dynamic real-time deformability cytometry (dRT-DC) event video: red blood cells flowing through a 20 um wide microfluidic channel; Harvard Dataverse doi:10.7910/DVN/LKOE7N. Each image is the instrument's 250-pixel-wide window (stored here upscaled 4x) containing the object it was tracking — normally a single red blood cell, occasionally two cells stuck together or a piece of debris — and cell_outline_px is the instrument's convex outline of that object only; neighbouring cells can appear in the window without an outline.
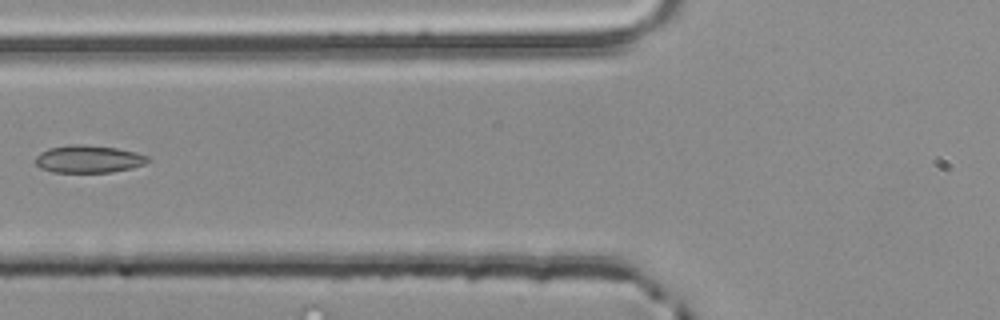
{"species": "common noctule bat (a hibernating species)", "species_latin": "Nyctalus noctula", "temperature_condition": "room temperature", "stored_images_in_passage": 4, "segment_of_instrument_passage": [2, 2], "camera_frame_rate_fps": 3000, "um_per_image_px": 0.085, "animal": {"sex": "male", "body_mass_g": 20.4}, "frame": {"image": 1, "passage_image": 4, "time_ms": 1.0, "image_size_px": [1000, 320], "cell_outline_px": [[152, 160], [144, 164], [132, 168], [108, 172], [52, 172], [40, 168], [36, 164], [36, 156], [40, 152], [48, 148], [72, 144], [80, 144], [116, 148], [136, 152], [148, 156]], "centroid_in_image_um": [7.53, 13.52], "position_along_channel_um": 118.3, "area_um2": 18.03}}